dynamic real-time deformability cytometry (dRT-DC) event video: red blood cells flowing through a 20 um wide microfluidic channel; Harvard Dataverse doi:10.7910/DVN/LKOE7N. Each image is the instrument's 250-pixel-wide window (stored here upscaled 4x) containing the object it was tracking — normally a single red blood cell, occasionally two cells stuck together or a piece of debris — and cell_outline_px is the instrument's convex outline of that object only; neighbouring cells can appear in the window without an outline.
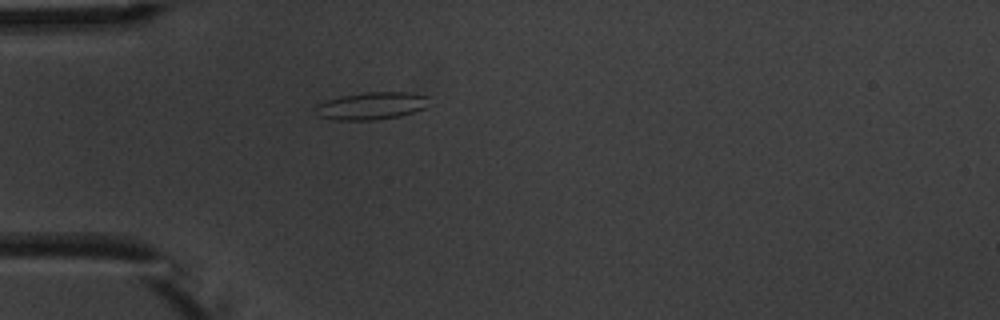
{"species": "common noctule bat (a hibernating species)", "species_latin": "Nyctalus noctula", "temperature_condition": "warm", "stored_images_in_passage": 2, "camera_frame_rate_fps": 3000, "um_per_image_px": 0.085, "animal": {"sex": "male", "body_mass_g": 20.1, "forearm_length_mm": 53.5}, "frame": {"image": 1, "passage_image": 2, "time_ms": 1.333, "image_size_px": [1000, 320], "cell_outline_px": [[428, 96], [424, 108], [400, 116], [376, 120], [332, 120], [320, 116], [312, 108], [316, 104], [340, 96], [368, 92], [408, 92]], "centroid_in_image_um": [31.51, 9.0], "position_along_channel_um": 53.5, "area_um2": 18.09}}